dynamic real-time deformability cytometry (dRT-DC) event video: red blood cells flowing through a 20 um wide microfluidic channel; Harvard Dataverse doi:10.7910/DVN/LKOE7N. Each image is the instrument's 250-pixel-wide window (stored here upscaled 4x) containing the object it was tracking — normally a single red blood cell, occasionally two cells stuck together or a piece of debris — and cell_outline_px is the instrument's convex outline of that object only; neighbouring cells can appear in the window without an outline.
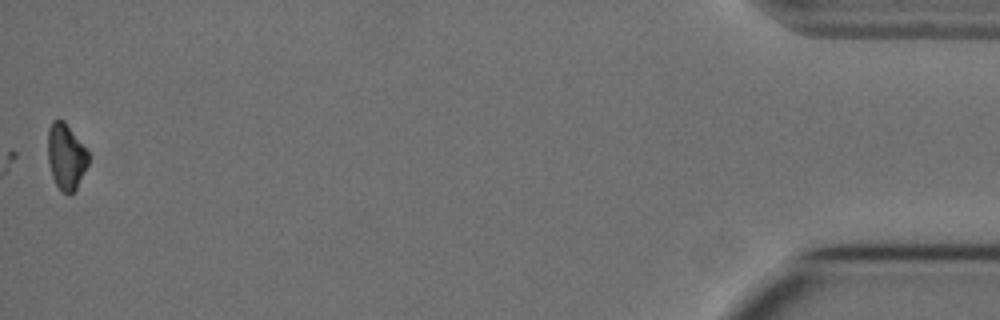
{"species": "Egyptian fruit bat (a non-hibernating species)", "species_latin": "Rousettus aegyptiacus", "temperature_condition": "cold", "stored_images_in_passage": 44, "camera_frame_rate_fps": 3000, "um_per_image_px": 0.085, "animal": {"sex": "female"}, "frame": {"image": 1, "passage_image": 44, "time_ms": 14.333, "image_size_px": [1000, 320], "cell_outline_px": [[88, 164], [76, 188], [68, 196], [60, 192], [52, 176], [48, 160], [48, 128], [52, 120], [64, 120], [88, 152]], "centroid_in_image_um": [5.59, 13.32], "position_along_channel_um": 429.6, "area_um2": 15.49}}